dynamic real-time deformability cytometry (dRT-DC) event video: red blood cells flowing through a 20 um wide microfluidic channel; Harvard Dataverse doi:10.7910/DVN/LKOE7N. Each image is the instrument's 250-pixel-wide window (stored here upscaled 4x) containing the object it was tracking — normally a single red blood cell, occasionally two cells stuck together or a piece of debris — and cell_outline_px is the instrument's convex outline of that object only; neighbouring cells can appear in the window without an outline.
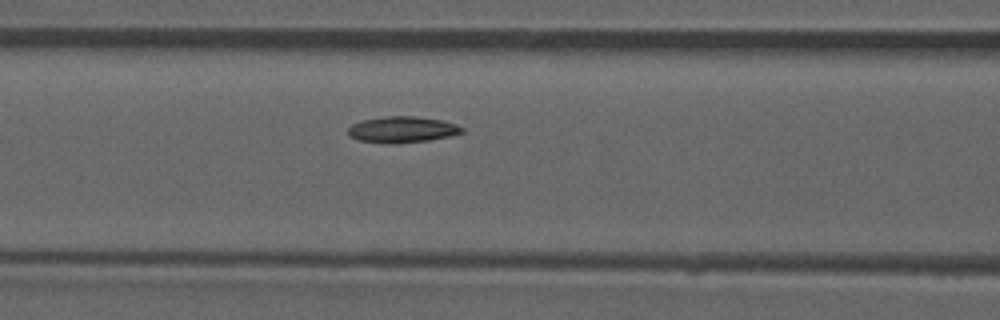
{"species": "common noctule bat (a hibernating species)", "species_latin": "Nyctalus noctula", "temperature_condition": "room temperature", "stored_images_in_passage": 45, "camera_frame_rate_fps": 3000, "um_per_image_px": 0.085, "animal": {"sex": "male", "forearm_length_mm": 52.5}, "frame": {"image": 1, "passage_image": 14, "time_ms": 4.333, "image_size_px": [1000, 320], "cell_outline_px": [[464, 132], [448, 136], [428, 140], [388, 144], [360, 140], [348, 136], [348, 128], [352, 124], [360, 120], [384, 116], [416, 116], [440, 120], [456, 124], [464, 128]], "centroid_in_image_um": [34.15, 11.0], "position_along_channel_um": 132.4, "area_um2": 17.34}}